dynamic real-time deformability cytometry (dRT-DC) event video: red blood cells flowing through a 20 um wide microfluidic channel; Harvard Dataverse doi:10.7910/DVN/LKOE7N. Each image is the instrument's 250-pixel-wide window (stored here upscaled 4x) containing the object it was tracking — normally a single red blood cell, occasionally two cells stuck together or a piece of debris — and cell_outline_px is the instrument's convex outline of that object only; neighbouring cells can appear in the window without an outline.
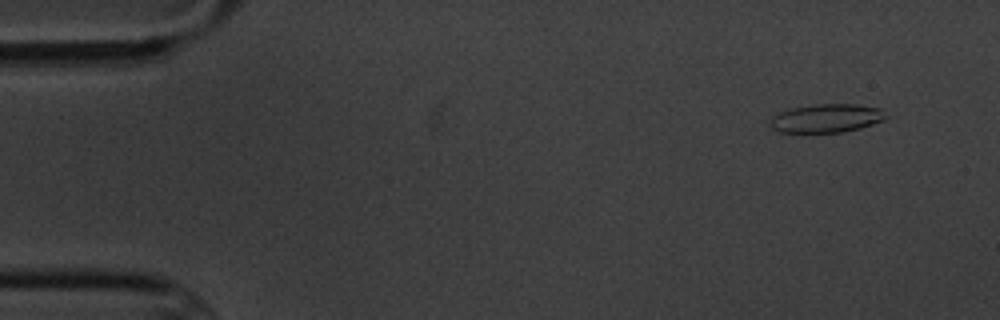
{"species": "common noctule bat (a hibernating species)", "species_latin": "Nyctalus noctula", "temperature_condition": "cold", "stored_images_in_passage": 11, "camera_frame_rate_fps": 3000, "um_per_image_px": 0.085, "animal": {"sex": "male", "body_mass_g": 20.1, "forearm_length_mm": 53.5}, "frame": {"image": 1, "passage_image": 2, "time_ms": 1.0, "image_size_px": [1000, 320], "cell_outline_px": [[888, 116], [884, 120], [860, 128], [844, 132], [780, 132], [772, 128], [772, 116], [780, 112], [792, 108], [816, 104], [856, 104], [884, 108]], "centroid_in_image_um": [70.33, 10.04], "position_along_channel_um": 14.7, "area_um2": 19.25}}
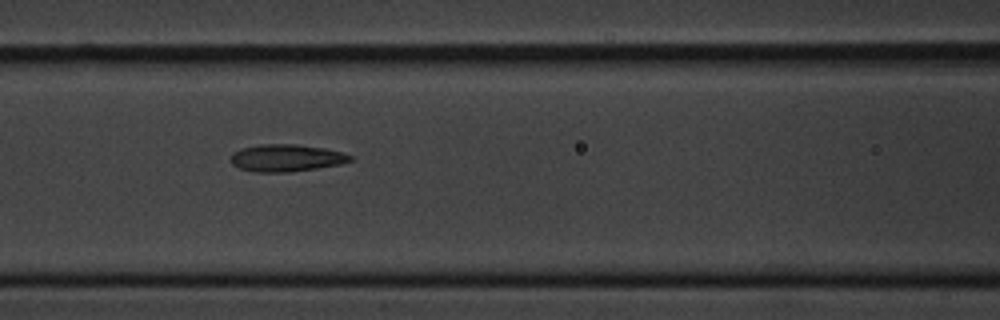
{"frame": {"image": 2, "passage_image": 7, "time_ms": 7.667, "image_size_px": [1000, 320], "cell_outline_px": [[356, 160], [340, 164], [316, 168], [288, 172], [256, 172], [240, 168], [232, 164], [232, 152], [244, 148], [260, 144], [296, 144], [324, 148], [340, 152], [352, 156]], "centroid_in_image_um": [24.36, 13.42], "position_along_channel_um": 142.2, "area_um2": 18.79}}
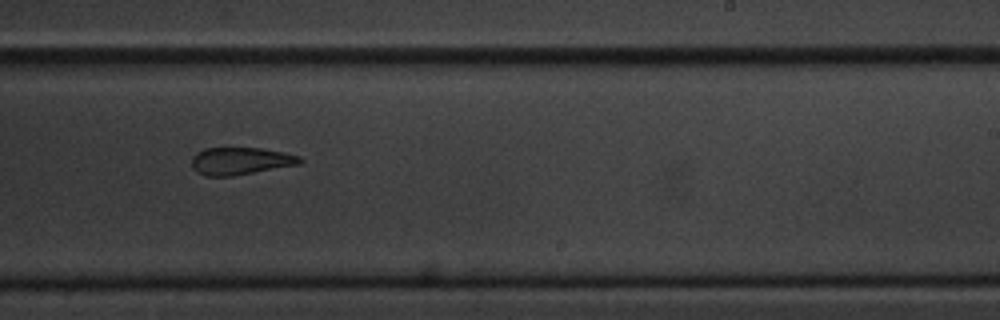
{"frame": {"image": 3, "passage_image": 10, "time_ms": 11.333, "image_size_px": [1000, 320], "cell_outline_px": [[304, 160], [300, 164], [232, 176], [204, 176], [196, 172], [192, 168], [192, 156], [196, 152], [204, 148], [260, 148], [284, 152], [300, 156]], "centroid_in_image_um": [20.42, 13.68], "position_along_channel_um": 268.6, "area_um2": 17.4}}